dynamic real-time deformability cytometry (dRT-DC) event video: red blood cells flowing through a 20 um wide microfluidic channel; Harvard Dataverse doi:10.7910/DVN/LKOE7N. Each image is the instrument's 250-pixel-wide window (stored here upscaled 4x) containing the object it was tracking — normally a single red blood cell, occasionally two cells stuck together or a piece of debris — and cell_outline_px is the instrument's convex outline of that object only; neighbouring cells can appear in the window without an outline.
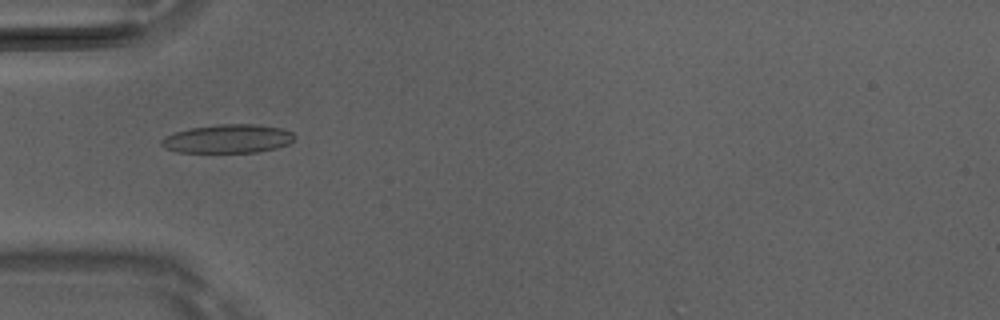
{"species": "Egyptian fruit bat (a non-hibernating species)", "species_latin": "Rousettus aegyptiacus", "temperature_condition": "room temperature", "stored_images_in_passage": 47, "camera_frame_rate_fps": 3000, "um_per_image_px": 0.085, "animal": {"sex": "male"}, "frame": {"image": 1, "passage_image": 16, "time_ms": 5.0, "image_size_px": [1000, 320], "cell_outline_px": [[292, 140], [288, 144], [276, 148], [256, 152], [176, 152], [164, 148], [160, 144], [160, 140], [164, 136], [176, 132], [192, 128], [220, 124], [252, 124], [280, 128], [292, 132]], "centroid_in_image_um": [19.31, 11.8], "position_along_channel_um": 65.7, "area_um2": 21.96}}
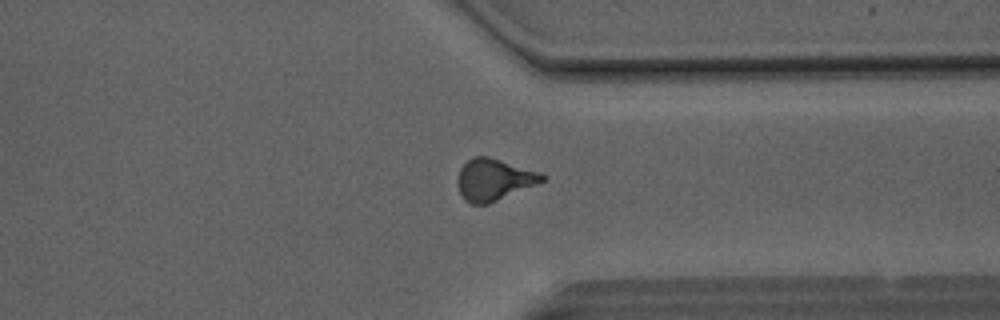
{"frame": {"image": 2, "passage_image": 38, "time_ms": 12.333, "image_size_px": [1000, 320], "cell_outline_px": [[548, 176], [544, 180], [536, 184], [488, 204], [472, 204], [464, 200], [456, 184], [456, 180], [460, 168], [472, 156], [488, 156], [540, 172]], "centroid_in_image_um": [41.95, 15.26], "position_along_channel_um": 369.4, "area_um2": 20.52}}
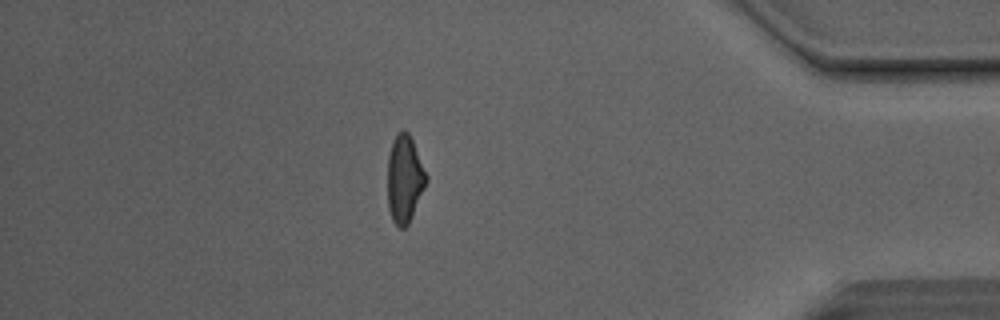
{"frame": {"image": 3, "passage_image": 43, "time_ms": 14.0, "image_size_px": [1000, 320], "cell_outline_px": [[428, 180], [412, 216], [408, 224], [404, 228], [400, 228], [392, 220], [388, 208], [388, 156], [392, 140], [404, 128], [408, 132], [412, 140], [428, 176]], "centroid_in_image_um": [34.39, 15.21], "position_along_channel_um": 400.8, "area_um2": 19.65}}